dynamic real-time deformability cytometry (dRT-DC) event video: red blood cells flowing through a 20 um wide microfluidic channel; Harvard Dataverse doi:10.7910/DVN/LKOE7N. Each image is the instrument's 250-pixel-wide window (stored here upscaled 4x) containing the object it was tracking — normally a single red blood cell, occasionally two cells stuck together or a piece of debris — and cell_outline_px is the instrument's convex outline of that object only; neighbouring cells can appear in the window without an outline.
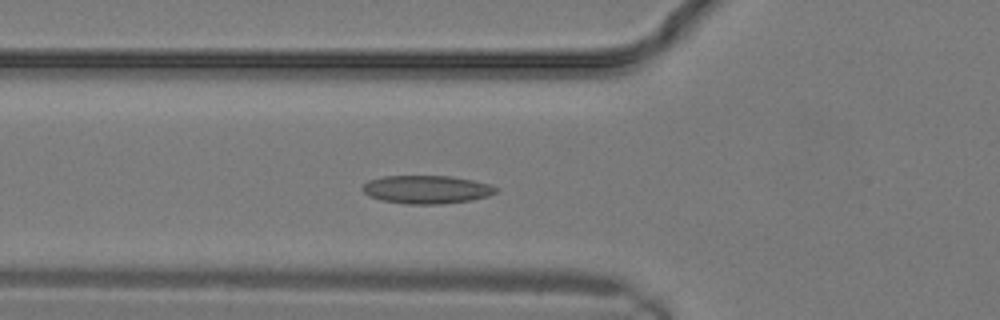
{"species": "common noctule bat (a hibernating species)", "species_latin": "Nyctalus noctula", "temperature_condition": "warm", "stored_images_in_passage": 8, "camera_frame_rate_fps": 3000, "um_per_image_px": 0.085, "animal": {"sex": "male", "body_mass_g": 19.2, "forearm_length_mm": 51.8}, "frame": {"image": 1, "passage_image": 3, "time_ms": 0.667, "image_size_px": [1000, 320], "cell_outline_px": [[500, 188], [496, 192], [488, 196], [468, 200], [444, 204], [408, 204], [380, 200], [364, 192], [360, 188], [368, 180], [384, 176], [452, 176], [492, 184]], "centroid_in_image_um": [36.29, 16.1], "position_along_channel_um": 89.5, "area_um2": 21.96}}
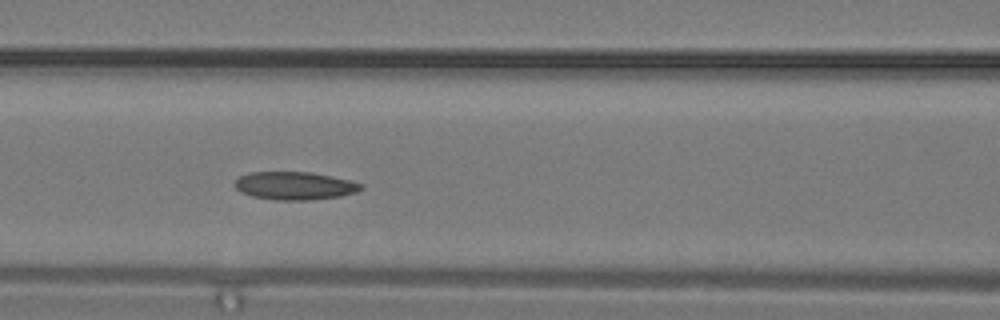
{"frame": {"image": 2, "passage_image": 5, "time_ms": 1.333, "image_size_px": [1000, 320], "cell_outline_px": [[364, 188], [356, 192], [340, 196], [308, 200], [276, 200], [252, 196], [240, 192], [232, 184], [240, 176], [248, 172], [312, 172], [352, 180], [364, 184]], "centroid_in_image_um": [25.06, 15.78], "position_along_channel_um": 141.5, "area_um2": 20.81}}
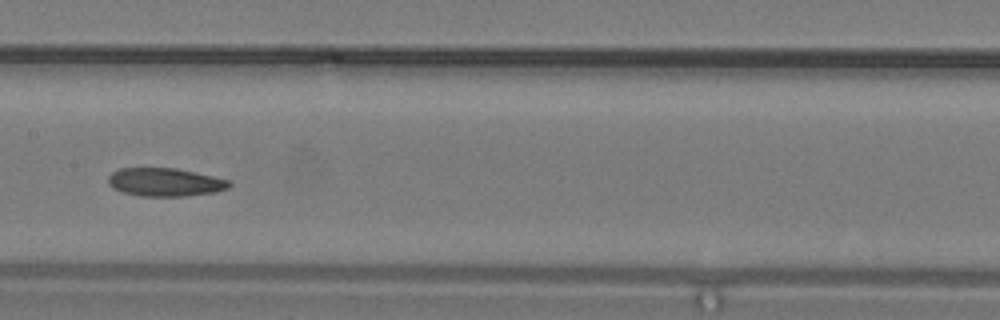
{"frame": {"image": 3, "passage_image": 7, "time_ms": 2.0, "image_size_px": [1000, 320], "cell_outline_px": [[232, 184], [228, 188], [216, 192], [188, 196], [140, 196], [124, 192], [112, 188], [108, 184], [108, 176], [112, 172], [120, 168], [176, 168], [232, 180]], "centroid_in_image_um": [14.05, 15.48], "position_along_channel_um": 193.3, "area_um2": 20.11}}